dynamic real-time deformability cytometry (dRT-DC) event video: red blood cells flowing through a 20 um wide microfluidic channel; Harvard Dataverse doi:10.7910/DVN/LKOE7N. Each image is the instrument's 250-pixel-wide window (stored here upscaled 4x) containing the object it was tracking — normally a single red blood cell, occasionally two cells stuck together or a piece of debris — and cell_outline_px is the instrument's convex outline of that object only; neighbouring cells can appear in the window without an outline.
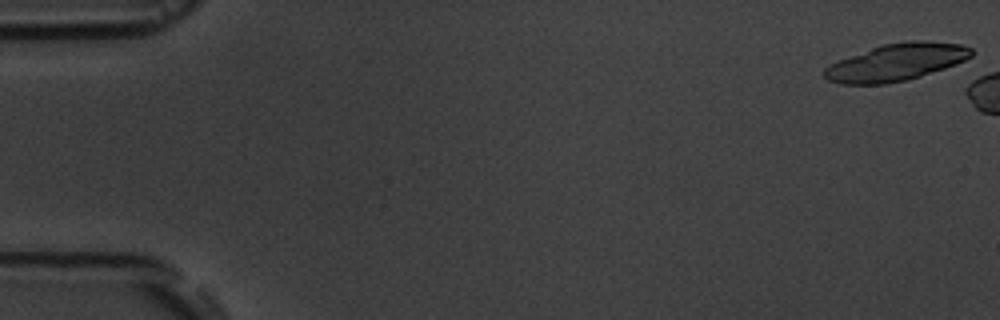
{"species": "common noctule bat (a hibernating species)", "species_latin": "Nyctalus noctula", "temperature_condition": "room temperature", "stored_images_in_passage": 3, "camera_frame_rate_fps": 3000, "um_per_image_px": 0.085, "animal": {"sex": "male", "body_mass_g": 19.5, "forearm_length_mm": 54.6}, "frame": {"image": 1, "passage_image": 1, "time_ms": 0.0, "image_size_px": [1000, 320], "cell_outline_px": [[972, 56], [956, 64], [920, 76], [904, 80], [884, 84], [840, 84], [828, 80], [824, 76], [824, 68], [840, 60], [872, 48], [884, 44], [904, 40], [924, 40], [960, 44], [972, 48]], "centroid_in_image_um": [76.2, 5.28], "position_along_channel_um": 8.8, "area_um2": 31.44}}